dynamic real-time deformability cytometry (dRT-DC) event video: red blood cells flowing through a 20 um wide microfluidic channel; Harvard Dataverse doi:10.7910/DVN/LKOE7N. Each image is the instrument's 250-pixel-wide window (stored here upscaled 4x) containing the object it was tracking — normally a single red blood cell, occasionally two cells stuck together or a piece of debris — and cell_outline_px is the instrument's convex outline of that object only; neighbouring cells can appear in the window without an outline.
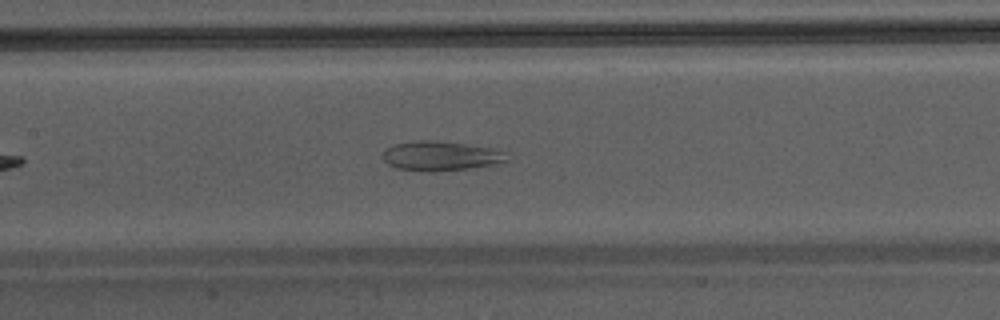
{"species": "Egyptian fruit bat (a non-hibernating species)", "species_latin": "Rousettus aegyptiacus", "temperature_condition": "warm", "stored_images_in_passage": 36, "camera_frame_rate_fps": 3000, "um_per_image_px": 0.085, "animal": {"sex": "male"}, "frame": {"image": 1, "passage_image": 11, "time_ms": 3.333, "image_size_px": [1000, 320], "cell_outline_px": [[508, 160], [492, 164], [468, 168], [436, 172], [428, 172], [396, 168], [388, 164], [384, 160], [384, 148], [392, 144], [416, 140], [436, 140], [492, 148], [504, 152]], "centroid_in_image_um": [37.38, 13.25], "position_along_channel_um": 170.0, "area_um2": 21.27}}
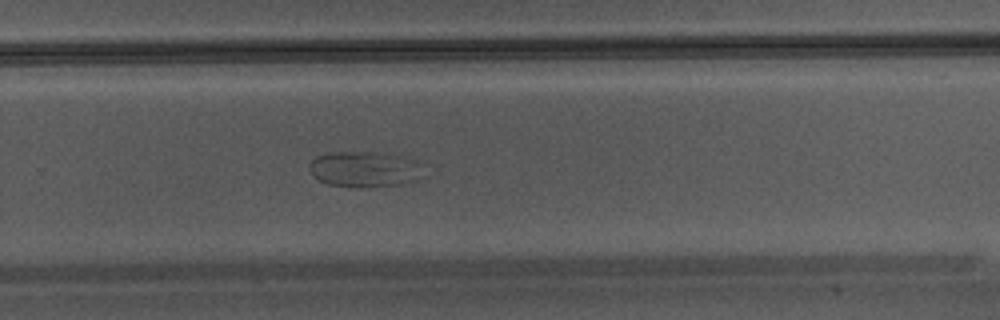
{"frame": {"image": 2, "passage_image": 20, "time_ms": 6.333, "image_size_px": [1000, 320], "cell_outline_px": [[428, 176], [420, 180], [400, 184], [360, 188], [356, 188], [328, 184], [312, 176], [308, 168], [308, 164], [316, 156], [328, 152], [368, 152], [396, 156], [412, 160]], "centroid_in_image_um": [30.95, 14.41], "position_along_channel_um": 298.9, "area_um2": 23.81}}
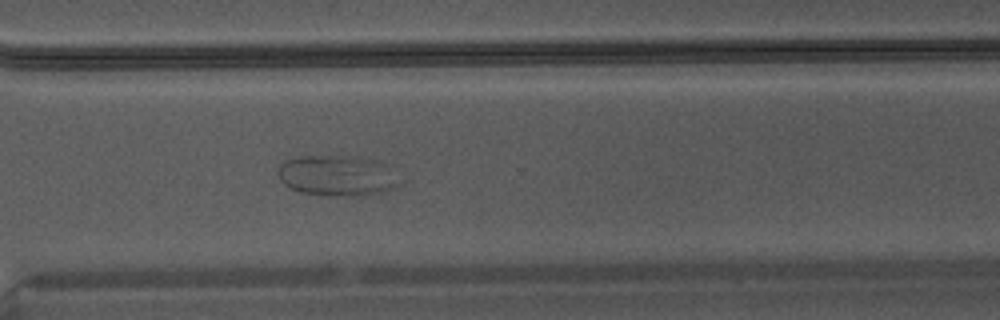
{"frame": {"image": 3, "passage_image": 23, "time_ms": 7.333, "image_size_px": [1000, 320], "cell_outline_px": [[400, 188], [368, 196], [332, 196], [300, 192], [284, 184], [280, 180], [276, 172], [276, 168], [284, 160], [300, 156], [356, 156], [372, 160], [384, 164], [400, 184]], "centroid_in_image_um": [28.62, 14.95], "position_along_channel_um": 342.0, "area_um2": 29.02}}